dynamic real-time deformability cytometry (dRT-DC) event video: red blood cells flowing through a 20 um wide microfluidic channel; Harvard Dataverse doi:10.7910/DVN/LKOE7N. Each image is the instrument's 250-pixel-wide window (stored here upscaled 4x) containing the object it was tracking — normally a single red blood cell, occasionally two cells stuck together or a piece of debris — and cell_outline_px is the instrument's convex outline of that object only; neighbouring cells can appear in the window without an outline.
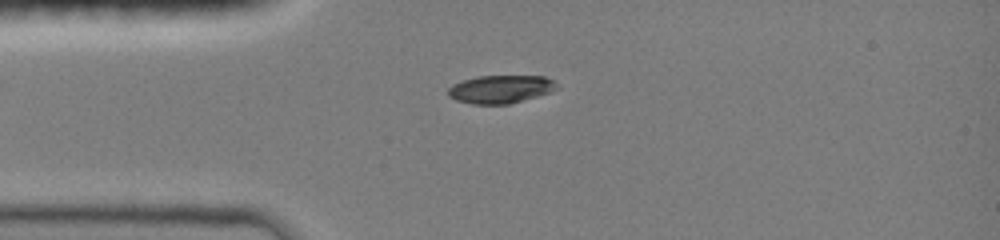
{"species": "common noctule bat (a hibernating species)", "species_latin": "Nyctalus noctula", "temperature_condition": "room temperature", "stored_images_in_passage": 8, "camera_frame_rate_fps": 3000, "um_per_image_px": 0.085, "animal": {"sex": "female", "body_mass_g": 19.0, "forearm_length_mm": 51.5}, "frame": {"image": 1, "passage_image": 1, "time_ms": 0.0, "image_size_px": [1000, 240], "cell_outline_px": [[556, 88], [548, 92], [536, 96], [508, 104], [472, 104], [456, 100], [448, 96], [448, 88], [452, 84], [464, 80], [480, 76], [544, 76], [552, 80], [556, 84]], "centroid_in_image_um": [42.49, 7.58], "position_along_channel_um": 42.5, "area_um2": 17.46}}
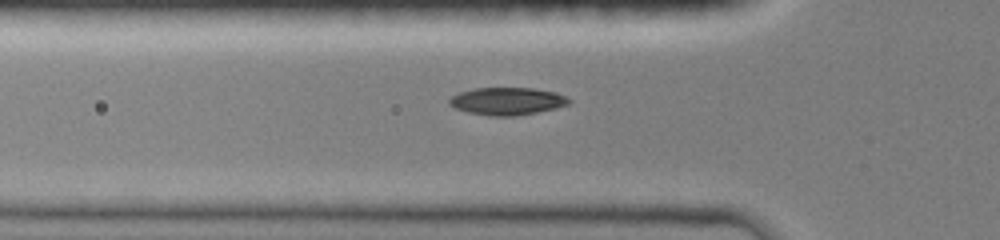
{"frame": {"image": 2, "passage_image": 4, "time_ms": 1.0, "image_size_px": [1000, 240], "cell_outline_px": [[572, 100], [568, 104], [556, 108], [516, 116], [488, 116], [468, 112], [456, 108], [448, 104], [448, 100], [452, 96], [460, 92], [472, 88], [532, 88], [556, 92]], "centroid_in_image_um": [43.09, 8.6], "position_along_channel_um": 82.7, "area_um2": 19.19}}
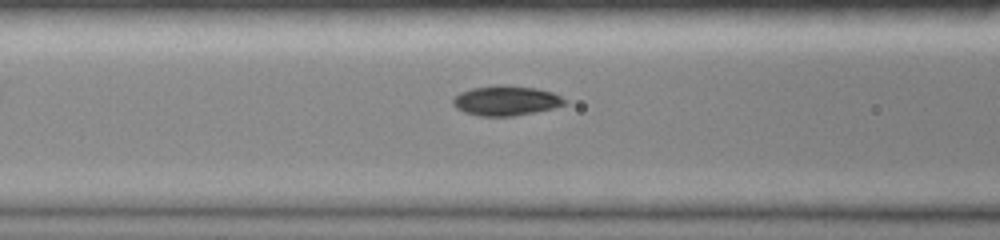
{"frame": {"image": 3, "passage_image": 7, "time_ms": 2.0, "image_size_px": [1000, 240], "cell_outline_px": [[568, 100], [564, 104], [552, 108], [512, 116], [480, 116], [464, 112], [456, 108], [452, 104], [452, 100], [460, 92], [472, 88], [496, 84], [500, 84], [536, 88], [552, 92]], "centroid_in_image_um": [42.98, 8.54], "position_along_channel_um": 123.6, "area_um2": 19.36}}